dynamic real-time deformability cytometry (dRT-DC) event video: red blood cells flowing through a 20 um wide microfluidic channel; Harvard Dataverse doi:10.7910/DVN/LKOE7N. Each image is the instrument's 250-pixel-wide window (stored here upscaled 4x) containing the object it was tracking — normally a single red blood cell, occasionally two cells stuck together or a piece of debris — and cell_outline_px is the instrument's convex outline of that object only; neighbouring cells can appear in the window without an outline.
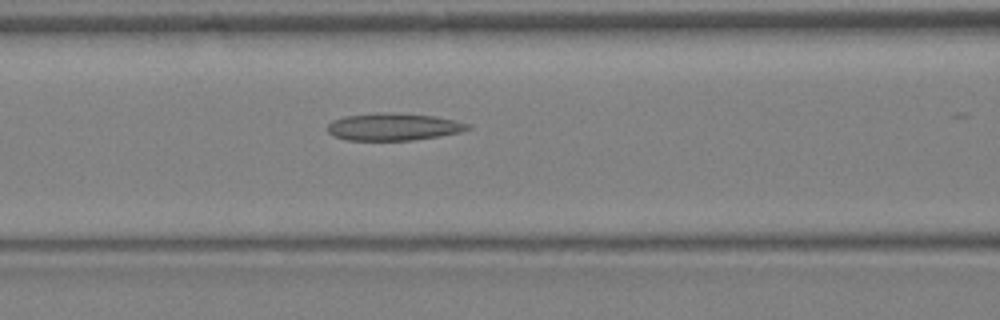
{"species": "Egyptian fruit bat (a non-hibernating species)", "species_latin": "Rousettus aegyptiacus", "temperature_condition": "warm", "stored_images_in_passage": 29, "camera_frame_rate_fps": 3000, "um_per_image_px": 0.085, "animal": {"sex": "female"}, "frame": {"image": 1, "passage_image": 10, "time_ms": 3.0, "image_size_px": [1000, 320], "cell_outline_px": [[472, 128], [460, 132], [412, 140], [344, 140], [332, 136], [328, 132], [328, 124], [332, 120], [344, 116], [380, 112], [436, 116], [468, 124]], "centroid_in_image_um": [33.37, 10.78], "position_along_channel_um": 133.2, "area_um2": 22.14}}
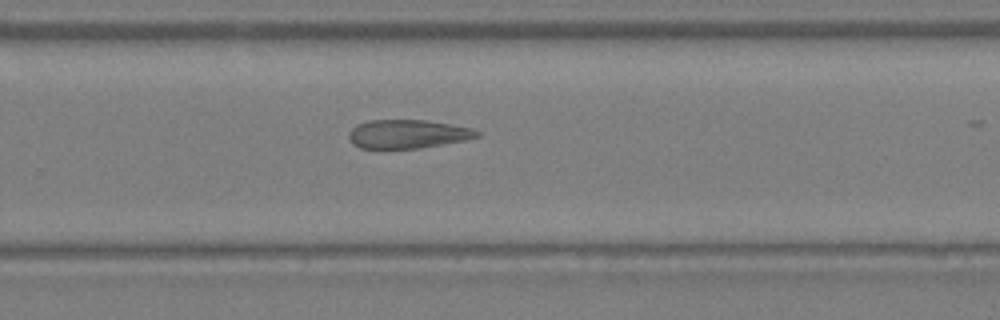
{"frame": {"image": 2, "passage_image": 18, "time_ms": 5.667, "image_size_px": [1000, 320], "cell_outline_px": [[480, 136], [464, 140], [420, 148], [360, 148], [352, 144], [348, 140], [348, 132], [356, 124], [368, 120], [428, 120], [472, 128], [480, 132]], "centroid_in_image_um": [34.61, 11.38], "position_along_channel_um": 295.2, "area_um2": 21.5}}
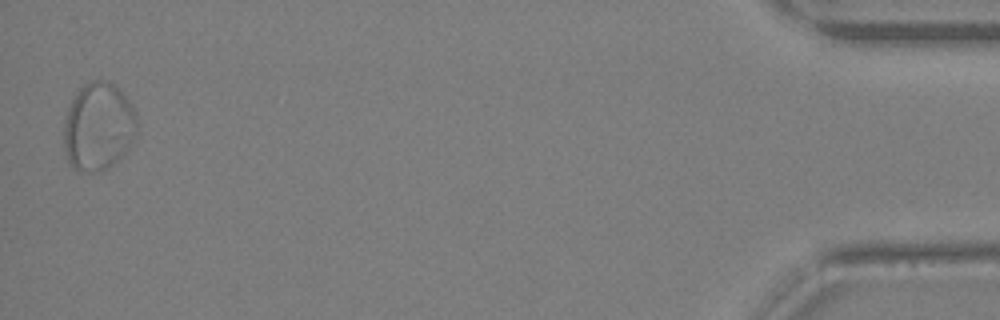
{"frame": {"image": 3, "passage_image": 29, "time_ms": 9.333, "image_size_px": [1000, 320], "cell_outline_px": [[136, 136], [132, 144], [108, 168], [96, 172], [80, 172], [72, 168], [68, 160], [64, 148], [64, 120], [68, 108], [76, 92], [84, 84], [92, 80], [104, 80], [112, 84], [132, 104], [136, 112]], "centroid_in_image_um": [8.34, 10.78], "position_along_channel_um": 426.9, "area_um2": 37.45}}